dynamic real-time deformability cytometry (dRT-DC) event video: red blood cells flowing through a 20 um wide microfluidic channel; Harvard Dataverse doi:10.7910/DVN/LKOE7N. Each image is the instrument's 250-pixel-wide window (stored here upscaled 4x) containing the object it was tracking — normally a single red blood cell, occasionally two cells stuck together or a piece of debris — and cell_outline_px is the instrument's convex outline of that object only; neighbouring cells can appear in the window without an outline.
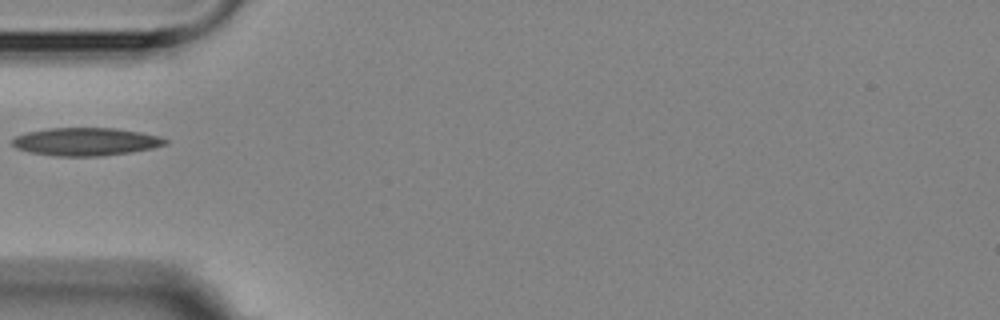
{"species": "Egyptian fruit bat (a non-hibernating species)", "species_latin": "Rousettus aegyptiacus", "temperature_condition": "room temperature", "stored_images_in_passage": 7, "camera_frame_rate_fps": 3000, "um_per_image_px": 0.085, "animal": {"sex": "female"}, "frame": {"image": 1, "passage_image": 2, "time_ms": 1.333, "image_size_px": [1000, 320], "cell_outline_px": [[168, 144], [152, 148], [132, 152], [100, 156], [56, 156], [28, 152], [16, 148], [12, 144], [12, 140], [16, 136], [28, 132], [48, 128], [116, 128], [140, 132], [160, 136], [168, 140]], "centroid_in_image_um": [7.31, 12.04], "position_along_channel_um": 77.7, "area_um2": 24.97}}
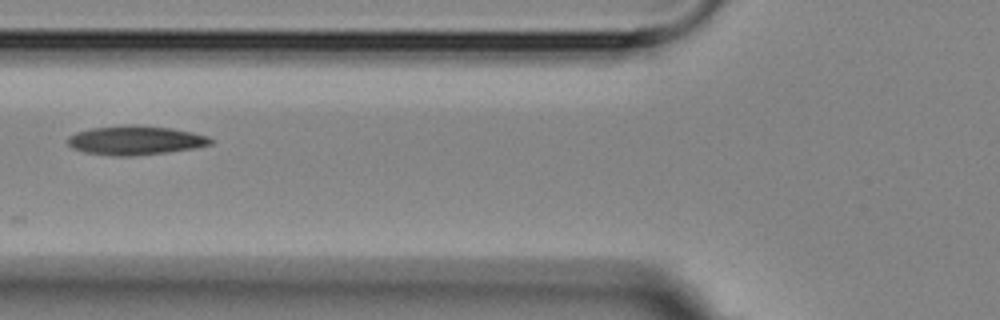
{"frame": {"image": 2, "passage_image": 3, "time_ms": 2.333, "image_size_px": [1000, 320], "cell_outline_px": [[216, 140], [212, 144], [196, 148], [168, 152], [132, 156], [112, 156], [84, 152], [72, 148], [68, 144], [68, 136], [76, 132], [92, 128], [124, 124], [132, 124], [172, 128], [192, 132], [208, 136]], "centroid_in_image_um": [11.53, 11.92], "position_along_channel_um": 114.3, "area_um2": 24.57}}
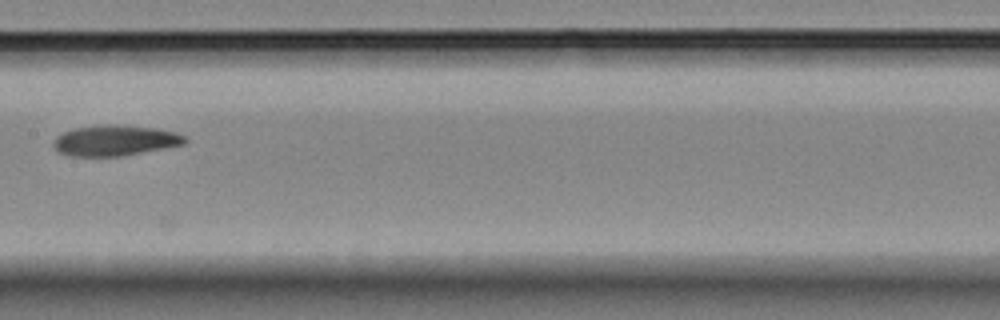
{"frame": {"image": 3, "passage_image": 5, "time_ms": 4.667, "image_size_px": [1000, 320], "cell_outline_px": [[188, 140], [184, 144], [164, 148], [120, 156], [68, 156], [56, 152], [52, 144], [56, 136], [64, 132], [76, 128], [108, 124], [116, 124], [156, 128], [176, 132], [184, 136]], "centroid_in_image_um": [9.74, 11.94], "position_along_channel_um": 197.7, "area_um2": 23.47}}